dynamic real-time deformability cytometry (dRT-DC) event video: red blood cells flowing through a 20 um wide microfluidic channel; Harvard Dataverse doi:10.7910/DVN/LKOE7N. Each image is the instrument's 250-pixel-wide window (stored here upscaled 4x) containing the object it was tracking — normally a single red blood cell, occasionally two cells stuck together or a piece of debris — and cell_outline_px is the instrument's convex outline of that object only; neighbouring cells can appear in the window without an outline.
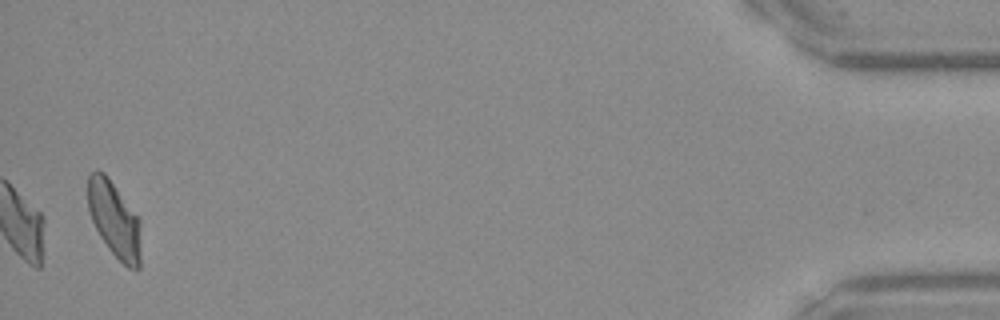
{"species": "Egyptian fruit bat (a non-hibernating species)", "species_latin": "Rousettus aegyptiacus", "temperature_condition": "warm", "stored_images_in_passage": 40, "camera_frame_rate_fps": 3000, "um_per_image_px": 0.085, "frame": {"image": 1, "passage_image": 40, "time_ms": 13.0, "image_size_px": [1000, 320], "cell_outline_px": [[140, 268], [128, 268], [108, 248], [100, 236], [92, 220], [88, 208], [88, 176], [92, 172], [104, 172], [108, 176], [140, 220]], "centroid_in_image_um": [9.72, 18.66], "position_along_channel_um": 425.5, "area_um2": 23.12}}